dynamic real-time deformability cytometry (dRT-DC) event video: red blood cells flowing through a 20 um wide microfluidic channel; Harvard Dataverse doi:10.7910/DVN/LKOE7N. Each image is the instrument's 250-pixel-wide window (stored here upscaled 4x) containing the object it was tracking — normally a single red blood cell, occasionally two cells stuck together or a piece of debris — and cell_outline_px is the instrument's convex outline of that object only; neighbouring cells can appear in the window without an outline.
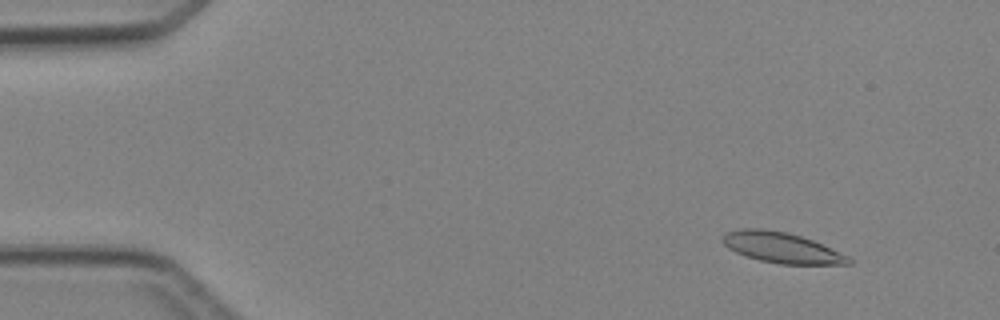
{"species": "Egyptian fruit bat (a non-hibernating species)", "species_latin": "Rousettus aegyptiacus", "temperature_condition": "cold", "stored_images_in_passage": 5, "camera_frame_rate_fps": 3000, "um_per_image_px": 0.085, "animal": {"sex": "female"}, "frame": {"image": 1, "passage_image": 1, "time_ms": 0.0, "image_size_px": [1000, 320], "cell_outline_px": [[852, 264], [780, 264], [760, 260], [736, 252], [728, 248], [720, 240], [724, 232], [740, 228], [760, 228], [788, 232], [812, 240], [848, 256], [852, 260]], "centroid_in_image_um": [66.39, 21.03], "position_along_channel_um": 18.6, "area_um2": 22.37}}
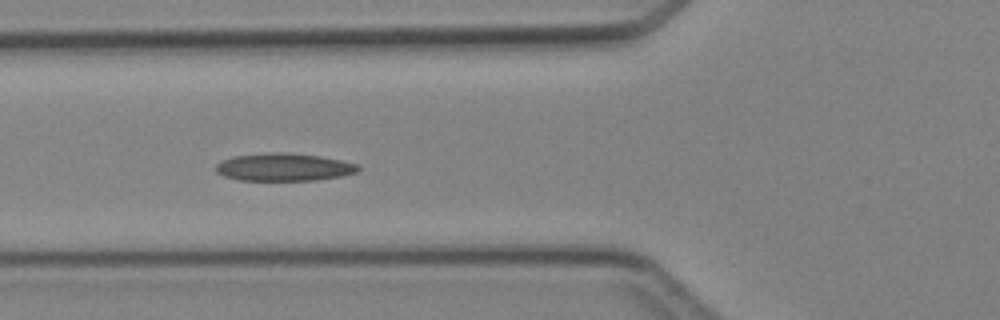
{"frame": {"image": 2, "passage_image": 4, "time_ms": 4.333, "image_size_px": [1000, 320], "cell_outline_px": [[360, 168], [356, 172], [340, 176], [316, 180], [236, 180], [224, 176], [216, 172], [216, 164], [220, 160], [232, 156], [276, 152], [280, 152], [320, 156], [360, 164]], "centroid_in_image_um": [24.1, 14.2], "position_along_channel_um": 101.7, "area_um2": 22.95}}
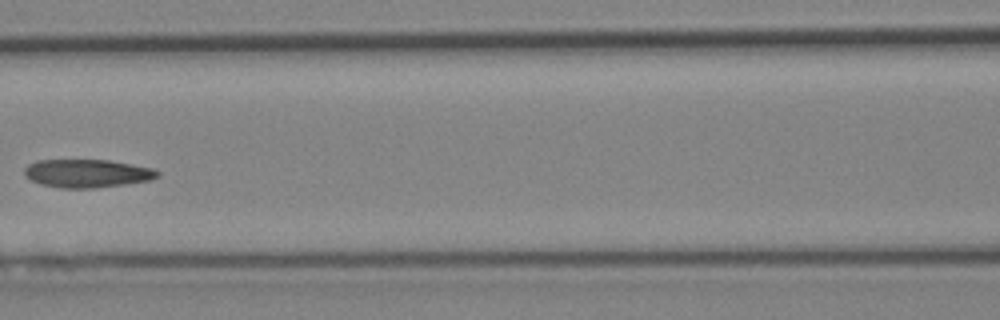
{"frame": {"image": 3, "passage_image": 5, "time_ms": 5.667, "image_size_px": [1000, 320], "cell_outline_px": [[160, 176], [152, 180], [124, 184], [92, 188], [60, 188], [40, 184], [24, 176], [24, 168], [28, 164], [36, 160], [108, 160], [132, 164], [152, 168], [160, 172]], "centroid_in_image_um": [7.4, 14.73], "position_along_channel_um": 159.2, "area_um2": 21.96}}